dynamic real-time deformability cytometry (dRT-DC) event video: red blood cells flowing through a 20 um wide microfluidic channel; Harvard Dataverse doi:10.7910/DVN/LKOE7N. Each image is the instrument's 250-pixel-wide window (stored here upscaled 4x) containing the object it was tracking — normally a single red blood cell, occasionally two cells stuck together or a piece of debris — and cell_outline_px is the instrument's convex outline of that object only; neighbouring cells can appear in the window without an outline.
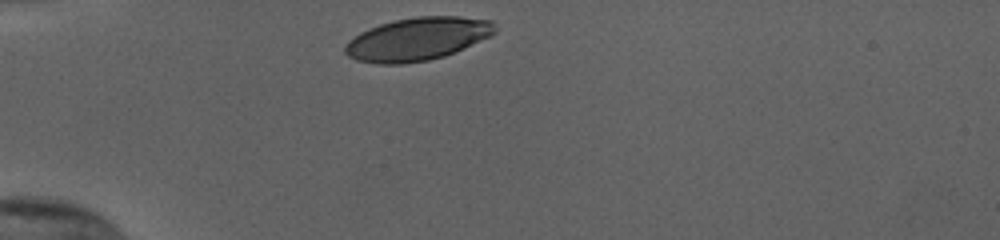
{"species": "human", "species_latin": "Homo sapiens", "temperature_condition": "cold", "stored_images_in_passage": 30, "camera_frame_rate_fps": 3000, "um_per_image_px": 0.085, "donor": {"sex": "female"}, "frame": {"image": 1, "passage_image": 1, "time_ms": 0.0, "image_size_px": [1000, 240], "cell_outline_px": [[496, 32], [492, 36], [444, 56], [428, 60], [400, 64], [376, 64], [356, 60], [348, 56], [344, 52], [344, 48], [348, 40], [360, 32], [380, 24], [396, 20], [416, 16], [460, 16], [492, 20], [496, 24]], "centroid_in_image_um": [35.5, 3.31], "position_along_channel_um": 49.5, "area_um2": 37.69}}
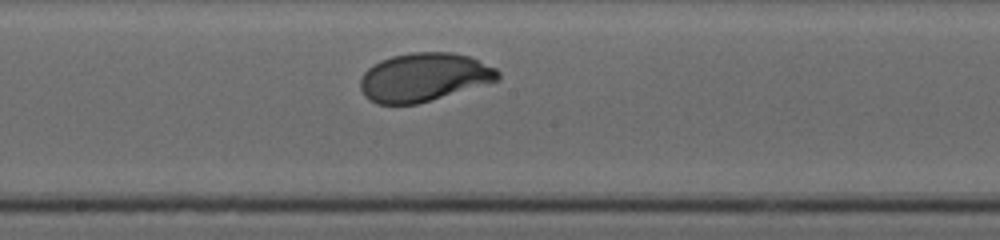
{"frame": {"image": 2, "passage_image": 16, "time_ms": 5.0, "image_size_px": [1000, 240], "cell_outline_px": [[500, 80], [416, 104], [376, 104], [368, 100], [364, 96], [360, 88], [360, 80], [364, 72], [368, 68], [380, 60], [392, 56], [412, 52], [452, 52], [468, 56], [496, 68], [500, 72]], "centroid_in_image_um": [36.01, 6.56], "position_along_channel_um": 212.2, "area_um2": 38.84}}
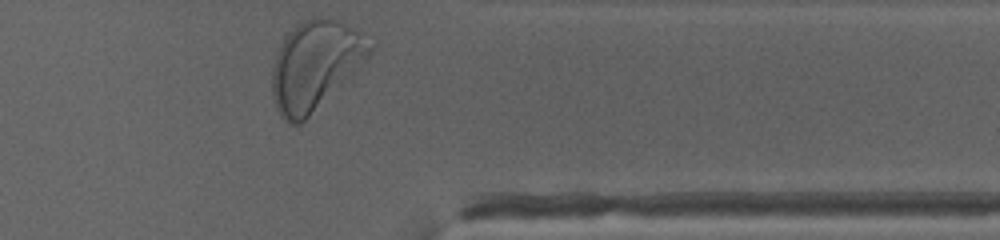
{"frame": {"image": 3, "passage_image": 30, "time_ms": 9.667, "image_size_px": [1000, 240], "cell_outline_px": [[376, 44], [368, 60], [360, 68], [300, 124], [288, 124], [280, 116], [276, 108], [272, 96], [272, 68], [276, 48], [288, 32], [296, 24], [312, 16], [332, 20], [344, 24], [364, 32], [376, 40]], "centroid_in_image_um": [26.82, 5.52], "position_along_channel_um": 384.6, "area_um2": 51.44}, "authors_computed_cell_mechanics": {"area_um2": 38.8705, "velocity_mm_per_s": 3.7969, "shape_relaxation_time_tau1_ms": 3.1177, "shape_relaxation_time_tau2_ms": null, "deformation_change_tau1": 0.1762, "deformation_change_tau2": null}}